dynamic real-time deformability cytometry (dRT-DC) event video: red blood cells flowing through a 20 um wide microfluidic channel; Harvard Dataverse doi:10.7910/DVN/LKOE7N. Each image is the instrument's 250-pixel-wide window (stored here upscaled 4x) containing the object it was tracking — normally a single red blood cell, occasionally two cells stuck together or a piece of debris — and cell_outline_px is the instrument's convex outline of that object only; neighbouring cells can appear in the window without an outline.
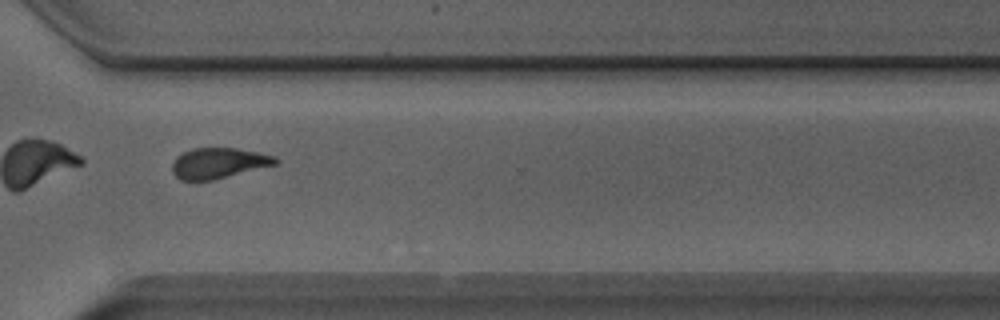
{"species": "Egyptian fruit bat (a non-hibernating species)", "species_latin": "Rousettus aegyptiacus", "temperature_condition": "room temperature", "stored_images_in_passage": 36, "camera_frame_rate_fps": 3000, "um_per_image_px": 0.085, "animal": {"sex": "male"}, "frame": {"image": 1, "passage_image": 21, "time_ms": 6.667, "image_size_px": [1000, 320], "cell_outline_px": [[280, 160], [276, 164], [212, 180], [180, 180], [172, 172], [172, 164], [176, 156], [192, 148], [236, 148], [276, 156]], "centroid_in_image_um": [18.56, 13.86], "position_along_channel_um": 352.0, "area_um2": 18.26}}
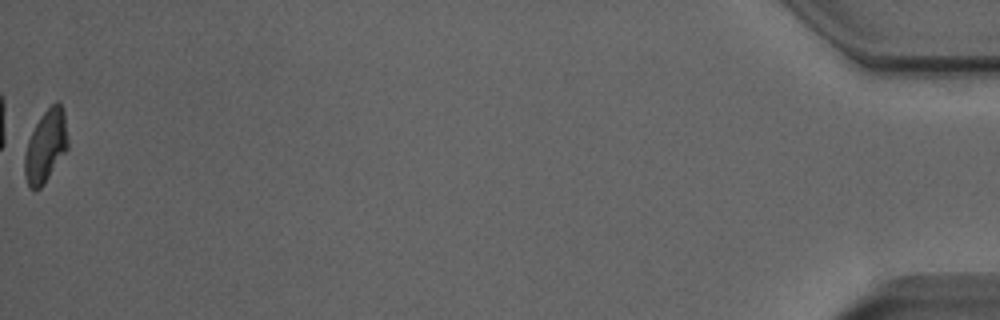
{"frame": {"image": 2, "passage_image": 35, "time_ms": 11.333, "image_size_px": [1000, 320], "cell_outline_px": [[68, 148], [44, 184], [40, 188], [28, 188], [24, 176], [24, 156], [28, 140], [40, 116], [56, 100], [60, 100], [64, 108], [68, 140]], "centroid_in_image_um": [3.9, 12.4], "position_along_channel_um": 431.3, "area_um2": 18.38}, "authors_computed_cell_mechanics": {"area_um2": 18.6694, "velocity_mm_per_s": 3.9946, "shape_relaxation_time_tau1_ms": 8.0076, "shape_relaxation_time_tau2_ms": 1.333, "deformation_change_tau1": 0.1738, "deformation_change_tau2": 0.0782}}